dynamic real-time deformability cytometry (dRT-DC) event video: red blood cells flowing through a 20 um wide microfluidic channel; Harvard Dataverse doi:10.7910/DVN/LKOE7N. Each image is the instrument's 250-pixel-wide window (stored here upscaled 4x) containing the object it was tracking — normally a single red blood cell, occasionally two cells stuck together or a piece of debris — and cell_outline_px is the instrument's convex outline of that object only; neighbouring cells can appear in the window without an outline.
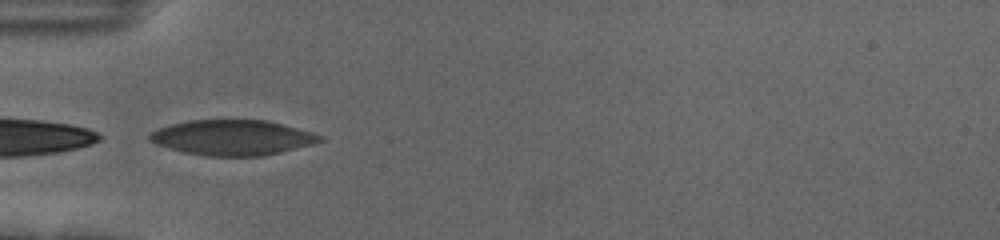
{"species": "human", "species_latin": "Homo sapiens", "temperature_condition": "cold", "stored_images_in_passage": 38, "camera_frame_rate_fps": 3000, "um_per_image_px": 0.085, "donor": {"sex": "female"}, "frame": {"image": 1, "passage_image": 1, "time_ms": 0.0, "image_size_px": [1000, 240], "cell_outline_px": [[324, 140], [312, 144], [264, 156], [204, 156], [184, 152], [168, 148], [156, 144], [148, 140], [148, 136], [152, 132], [160, 128], [172, 124], [188, 120], [268, 120], [312, 132], [324, 136]], "centroid_in_image_um": [19.76, 11.7], "position_along_channel_um": 65.2, "area_um2": 34.97}}
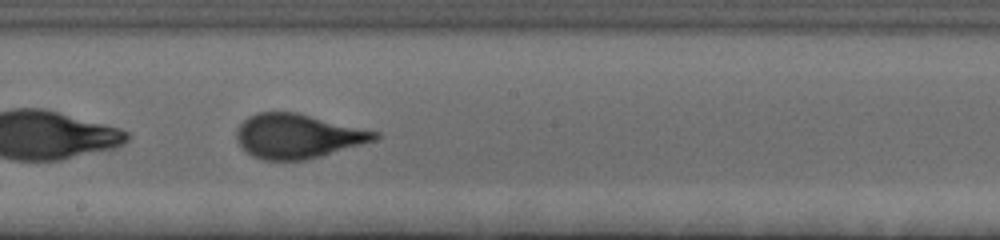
{"frame": {"image": 2, "passage_image": 14, "time_ms": 4.333, "image_size_px": [1000, 240], "cell_outline_px": [[380, 136], [376, 140], [320, 156], [304, 160], [264, 160], [252, 156], [236, 140], [236, 128], [248, 116], [256, 112], [296, 112], [380, 132]], "centroid_in_image_um": [25.29, 11.56], "position_along_channel_um": 222.9, "area_um2": 35.6}}
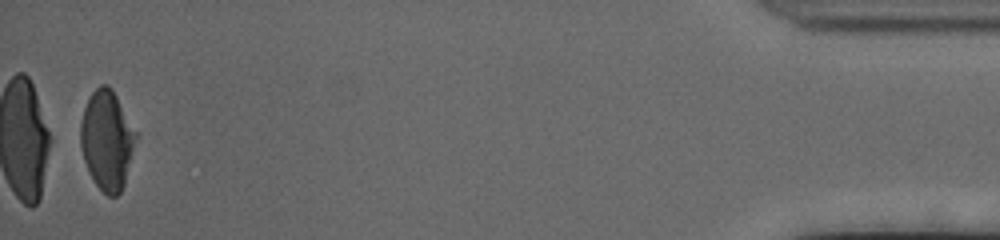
{"frame": {"image": 3, "passage_image": 37, "time_ms": 12.0, "image_size_px": [1000, 240], "cell_outline_px": [[136, 140], [124, 184], [120, 192], [116, 196], [108, 196], [96, 184], [84, 160], [80, 144], [80, 124], [84, 108], [92, 92], [100, 84], [108, 84], [112, 88], [136, 132]], "centroid_in_image_um": [9.08, 11.88], "position_along_channel_um": 426.1, "area_um2": 31.56}, "authors_computed_cell_mechanics": {"area_um2": 35.2291, "velocity_mm_per_s": 3.6776, "shape_relaxation_time_tau1_ms": 3.0947, "shape_relaxation_time_tau2_ms": null, "deformation_change_tau1": 0.1507, "deformation_change_tau2": null}}